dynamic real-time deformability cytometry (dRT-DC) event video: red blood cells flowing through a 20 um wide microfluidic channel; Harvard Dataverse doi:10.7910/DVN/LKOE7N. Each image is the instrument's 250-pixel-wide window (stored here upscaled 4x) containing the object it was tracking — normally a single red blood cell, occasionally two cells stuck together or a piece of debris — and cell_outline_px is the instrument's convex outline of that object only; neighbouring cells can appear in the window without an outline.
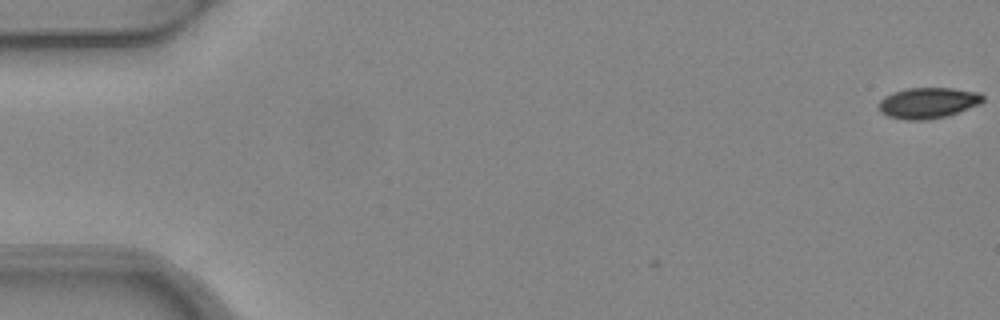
{"species": "common noctule bat (a hibernating species)", "species_latin": "Nyctalus noctula", "temperature_condition": "warm", "stored_images_in_passage": 5, "camera_frame_rate_fps": 3000, "um_per_image_px": 0.085, "animal": {"sex": "female", "body_mass_g": 24.6, "forearm_length_mm": 56.2}, "frame": {"image": 1, "passage_image": 1, "time_ms": 0.0, "image_size_px": [1000, 320], "cell_outline_px": [[984, 100], [980, 104], [948, 116], [928, 120], [908, 120], [888, 116], [880, 112], [880, 100], [884, 96], [892, 92], [908, 88], [952, 88], [980, 92], [984, 96]], "centroid_in_image_um": [78.91, 8.74], "position_along_channel_um": 6.1, "area_um2": 18.84}}